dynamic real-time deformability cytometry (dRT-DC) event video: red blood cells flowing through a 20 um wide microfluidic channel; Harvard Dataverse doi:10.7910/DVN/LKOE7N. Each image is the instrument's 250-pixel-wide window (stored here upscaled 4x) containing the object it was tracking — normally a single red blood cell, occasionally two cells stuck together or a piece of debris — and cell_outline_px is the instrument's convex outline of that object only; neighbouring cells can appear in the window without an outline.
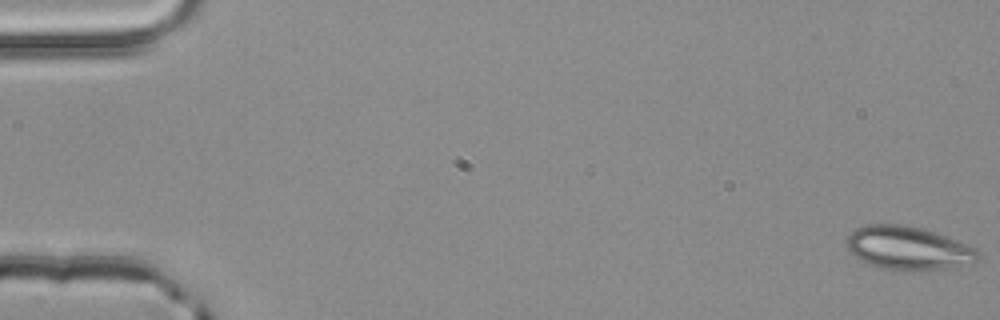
{"species": "common noctule bat (a hibernating species)", "species_latin": "Nyctalus noctula", "temperature_condition": "room temperature", "stored_images_in_passage": 53, "camera_frame_rate_fps": 3000, "um_per_image_px": 0.085, "animal": {"sex": "male", "body_mass_g": 20.4}, "frame": {"image": 1, "passage_image": 1, "time_ms": 0.0, "image_size_px": [1000, 320], "cell_outline_px": [[980, 260], [972, 264], [948, 268], [904, 272], [880, 268], [868, 264], [856, 256], [848, 248], [848, 236], [856, 228], [868, 224], [900, 224], [920, 228], [944, 236], [976, 248], [980, 252]], "centroid_in_image_um": [77.24, 21.12], "position_along_channel_um": 7.8, "area_um2": 33.23}}
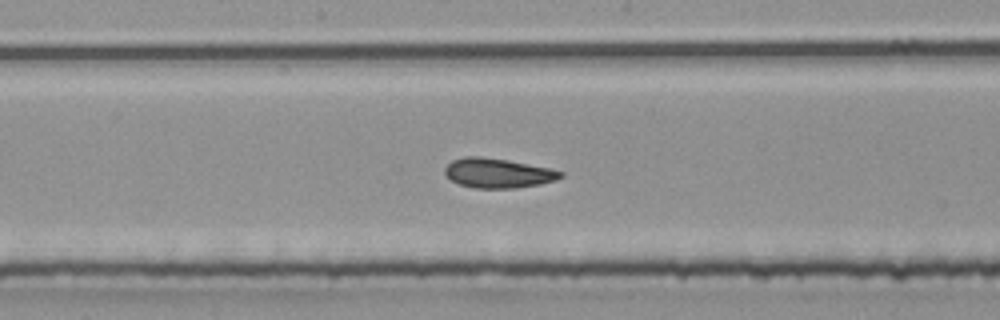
{"frame": {"image": 2, "passage_image": 28, "time_ms": 9.0, "image_size_px": [1000, 320], "cell_outline_px": [[564, 176], [556, 180], [540, 184], [516, 188], [476, 188], [460, 184], [452, 180], [444, 172], [444, 168], [452, 160], [464, 156], [480, 156], [508, 160], [548, 168], [564, 172]], "centroid_in_image_um": [42.33, 14.71], "position_along_channel_um": 205.9, "area_um2": 19.88}}
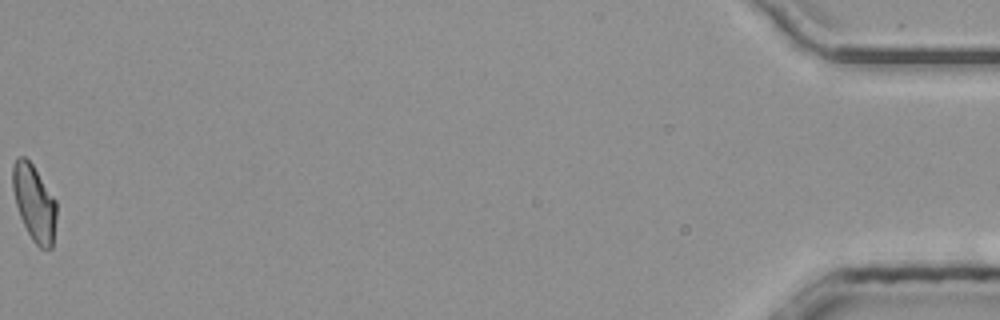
{"frame": {"image": 3, "passage_image": 53, "time_ms": 17.333, "image_size_px": [1000, 320], "cell_outline_px": [[56, 220], [52, 248], [40, 248], [32, 240], [20, 216], [16, 204], [12, 188], [12, 164], [16, 156], [24, 156], [32, 164], [56, 200]], "centroid_in_image_um": [2.9, 17.21], "position_along_channel_um": 432.3, "area_um2": 19.42}, "authors_computed_cell_mechanics": {"area_um2": 20.23, "velocity_mm_per_s": 4.0051, "shape_relaxation_time_tau1_ms": 6.5074, "shape_relaxation_time_tau2_ms": 1.411, "deformation_change_tau1": 0.1276, "deformation_change_tau2": 0.0707}}